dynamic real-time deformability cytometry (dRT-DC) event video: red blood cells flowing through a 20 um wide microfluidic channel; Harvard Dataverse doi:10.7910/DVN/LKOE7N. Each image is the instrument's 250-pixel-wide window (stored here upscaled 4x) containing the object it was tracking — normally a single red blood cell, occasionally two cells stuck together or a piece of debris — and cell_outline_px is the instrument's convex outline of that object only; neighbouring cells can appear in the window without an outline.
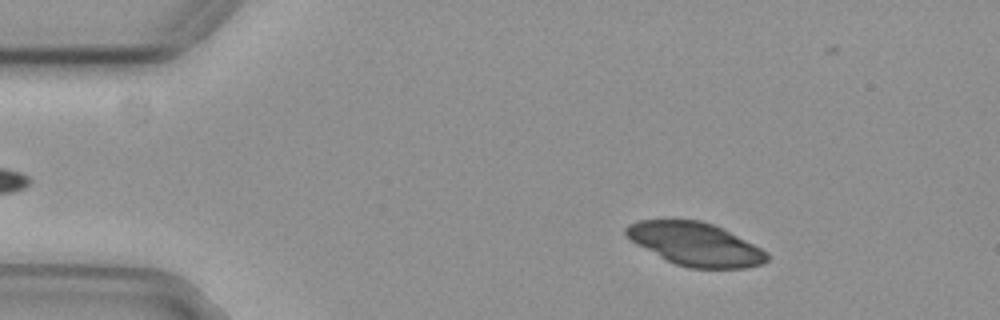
{"species": "common noctule bat (a hibernating species)", "species_latin": "Nyctalus noctula", "temperature_condition": "cold", "stored_images_in_passage": 29, "camera_frame_rate_fps": 3000, "um_per_image_px": 0.085, "animal": {"sex": "female", "body_mass_g": 29.2, "forearm_length_mm": 56.3}, "frame": {"image": 1, "passage_image": 8, "time_ms": 2.333, "image_size_px": [1000, 320], "cell_outline_px": [[768, 260], [764, 264], [744, 268], [688, 268], [676, 264], [636, 244], [624, 232], [624, 228], [628, 224], [636, 220], [700, 220], [724, 228], [768, 252]], "centroid_in_image_um": [59.13, 20.74], "position_along_channel_um": 25.9, "area_um2": 35.32}}